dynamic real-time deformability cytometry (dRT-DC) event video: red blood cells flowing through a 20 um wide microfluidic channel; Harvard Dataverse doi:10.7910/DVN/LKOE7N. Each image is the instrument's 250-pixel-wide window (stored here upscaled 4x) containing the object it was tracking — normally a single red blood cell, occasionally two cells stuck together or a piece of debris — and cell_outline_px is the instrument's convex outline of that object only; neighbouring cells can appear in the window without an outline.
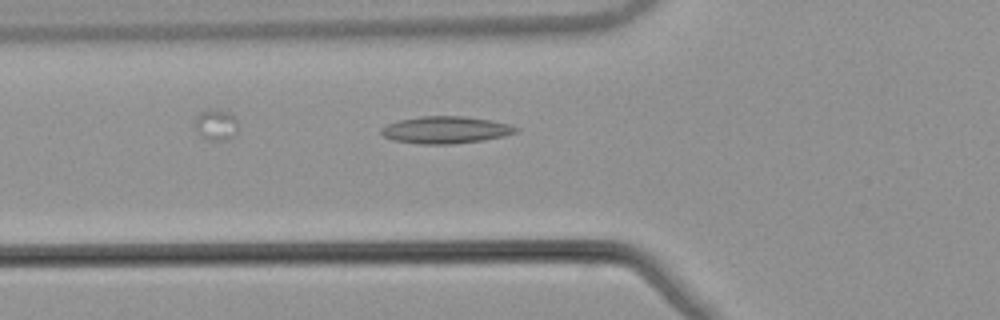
{"species": "common noctule bat (a hibernating species)", "species_latin": "Nyctalus noctula", "temperature_condition": "warm", "stored_images_in_passage": 41, "camera_frame_rate_fps": 3000, "um_per_image_px": 0.085, "animal": {"sex": "male", "body_mass_g": 21.5, "forearm_length_mm": 52.0}, "frame": {"image": 1, "passage_image": 7, "time_ms": 2.0, "image_size_px": [1000, 320], "cell_outline_px": [[520, 128], [516, 132], [504, 136], [480, 140], [448, 144], [420, 144], [392, 140], [384, 136], [380, 132], [380, 128], [388, 124], [400, 120], [420, 116], [464, 116], [492, 120], [512, 124]], "centroid_in_image_um": [37.89, 11.03], "position_along_channel_um": 87.9, "area_um2": 21.27}}
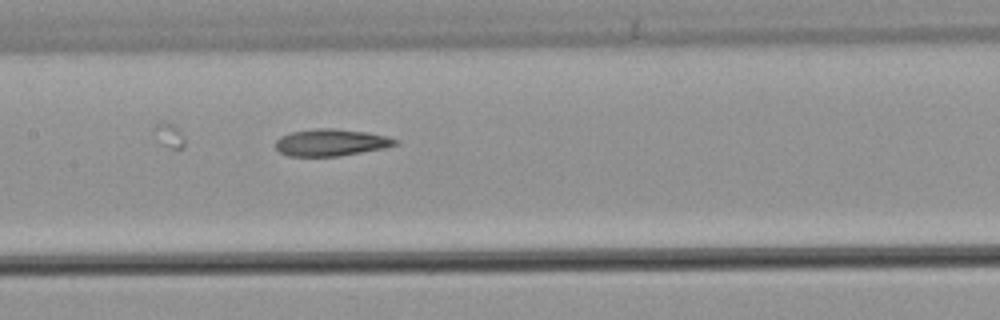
{"frame": {"image": 2, "passage_image": 14, "time_ms": 4.333, "image_size_px": [1000, 320], "cell_outline_px": [[400, 144], [384, 148], [340, 156], [288, 156], [280, 152], [276, 148], [276, 140], [280, 136], [292, 132], [316, 128], [336, 128], [368, 132], [388, 136], [400, 140]], "centroid_in_image_um": [28.19, 12.1], "position_along_channel_um": 179.2, "area_um2": 19.02}}
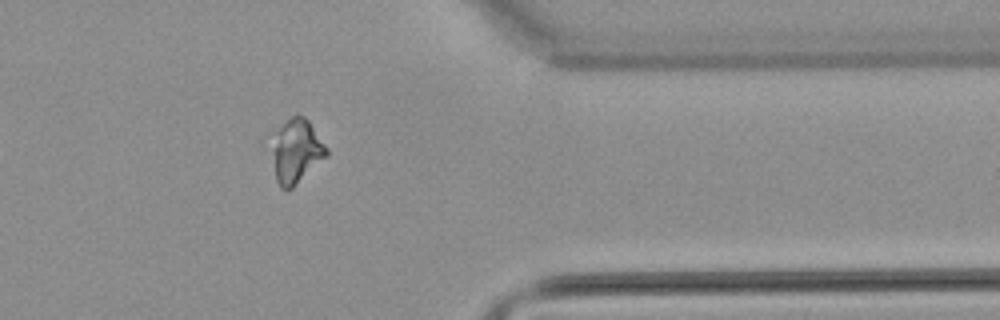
{"frame": {"image": 3, "passage_image": 31, "time_ms": 10.0, "image_size_px": [1000, 320], "cell_outline_px": [[328, 156], [292, 188], [280, 188], [276, 180], [268, 144], [268, 140], [272, 132], [296, 112], [304, 116], [308, 120], [328, 148]], "centroid_in_image_um": [25.12, 12.8], "position_along_channel_um": 386.3, "area_um2": 21.27}, "authors_computed_cell_mechanics": {"area_um2": 19.5364, "velocity_mm_per_s": 3.8861, "shape_relaxation_time_tau1_ms": null, "shape_relaxation_time_tau2_ms": 2.3995, "deformation_change_tau1": null, "deformation_change_tau2": 0.0998}}